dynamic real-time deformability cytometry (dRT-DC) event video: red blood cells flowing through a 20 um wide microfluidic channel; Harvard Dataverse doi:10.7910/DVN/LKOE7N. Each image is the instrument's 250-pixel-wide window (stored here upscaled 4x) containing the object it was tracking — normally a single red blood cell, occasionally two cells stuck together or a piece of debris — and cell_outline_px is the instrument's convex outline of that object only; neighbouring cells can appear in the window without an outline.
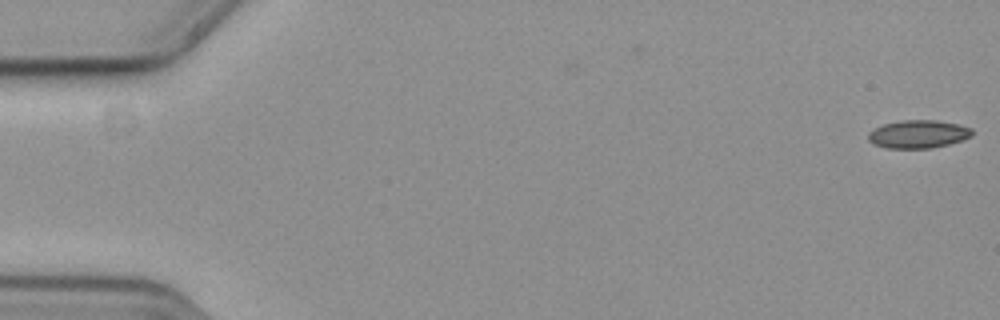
{"species": "common noctule bat (a hibernating species)", "species_latin": "Nyctalus noctula", "temperature_condition": "cold", "stored_images_in_passage": 4, "camera_frame_rate_fps": 3000, "um_per_image_px": 0.085, "animal": {"sex": "female", "body_mass_g": 19.3, "forearm_length_mm": 54.1}, "frame": {"image": 1, "passage_image": 1, "time_ms": 0.0, "image_size_px": [1000, 320], "cell_outline_px": [[972, 136], [964, 140], [932, 148], [884, 148], [872, 144], [868, 140], [868, 132], [872, 128], [884, 124], [900, 120], [936, 120], [960, 124], [972, 128]], "centroid_in_image_um": [78.03, 11.4], "position_along_channel_um": 7.0, "area_um2": 17.28}}